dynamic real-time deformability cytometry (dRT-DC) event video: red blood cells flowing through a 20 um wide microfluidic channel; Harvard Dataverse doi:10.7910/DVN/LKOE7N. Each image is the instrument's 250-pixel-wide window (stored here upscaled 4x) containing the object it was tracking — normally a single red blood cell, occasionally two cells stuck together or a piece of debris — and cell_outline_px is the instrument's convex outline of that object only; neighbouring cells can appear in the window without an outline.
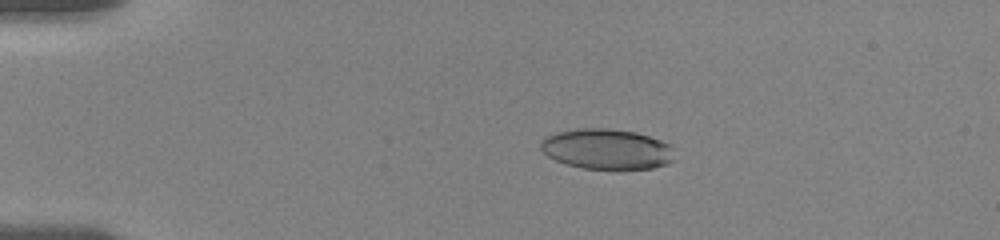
{"species": "human", "species_latin": "Homo sapiens", "temperature_condition": "room temperature", "stored_images_in_passage": 54, "camera_frame_rate_fps": 3000, "um_per_image_px": 0.085, "donor": {"sex": "female"}, "frame": {"image": 1, "passage_image": 7, "time_ms": 3.667, "image_size_px": [1000, 240], "cell_outline_px": [[672, 160], [668, 164], [652, 168], [580, 168], [564, 164], [548, 156], [540, 148], [540, 140], [544, 136], [556, 132], [576, 128], [608, 128], [636, 132], [660, 140], [668, 144], [672, 148]], "centroid_in_image_um": [51.51, 12.65], "position_along_channel_um": 33.5, "area_um2": 31.44}}
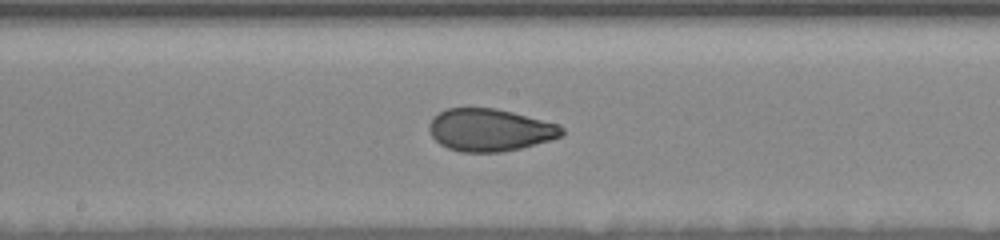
{"frame": {"image": 2, "passage_image": 26, "time_ms": 10.0, "image_size_px": [1000, 240], "cell_outline_px": [[564, 132], [560, 136], [552, 140], [520, 148], [500, 152], [460, 152], [448, 148], [440, 144], [432, 136], [428, 128], [428, 124], [432, 116], [448, 108], [496, 108], [560, 124], [564, 128]], "centroid_in_image_um": [41.64, 11.04], "position_along_channel_um": 206.6, "area_um2": 32.95}}
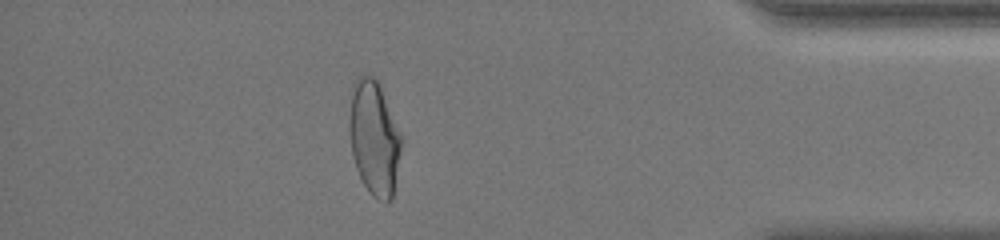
{"frame": {"image": 3, "passage_image": 48, "time_ms": 16.333, "image_size_px": [1000, 240], "cell_outline_px": [[400, 148], [392, 200], [388, 204], [384, 204], [372, 196], [368, 192], [356, 168], [352, 152], [348, 132], [348, 124], [352, 84], [360, 76], [372, 76], [380, 84], [400, 136]], "centroid_in_image_um": [31.76, 11.76], "position_along_channel_um": 403.4, "area_um2": 34.33}, "authors_computed_cell_mechanics": {"area_um2": 33.2061, "velocity_mm_per_s": 3.6204, "shape_relaxation_time_tau1_ms": 7.4578, "shape_relaxation_time_tau2_ms": 1.0258, "deformation_change_tau1": 0.1908, "deformation_change_tau2": 0.065}}